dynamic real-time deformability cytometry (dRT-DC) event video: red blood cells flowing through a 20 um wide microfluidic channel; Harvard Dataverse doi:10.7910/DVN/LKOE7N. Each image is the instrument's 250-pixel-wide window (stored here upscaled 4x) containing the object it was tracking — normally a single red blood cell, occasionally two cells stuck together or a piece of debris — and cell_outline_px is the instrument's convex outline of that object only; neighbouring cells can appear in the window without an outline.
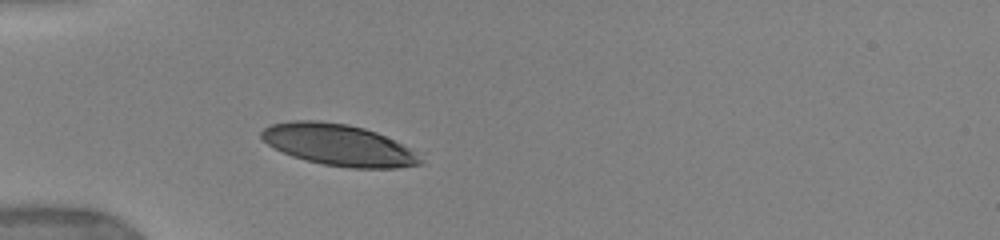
{"species": "human", "species_latin": "Homo sapiens", "temperature_condition": "warm", "stored_images_in_passage": 21, "camera_frame_rate_fps": 3000, "um_per_image_px": 0.085, "donor": {"sex": "female"}, "frame": {"image": 1, "passage_image": 1, "time_ms": 0.0, "image_size_px": [1000, 240], "cell_outline_px": [[424, 164], [396, 168], [348, 168], [324, 164], [292, 156], [268, 144], [260, 136], [260, 132], [268, 124], [292, 120], [320, 120], [348, 124], [364, 128], [376, 132], [408, 148], [424, 160]], "centroid_in_image_um": [28.75, 12.31], "position_along_channel_um": 56.2, "area_um2": 38.21}}
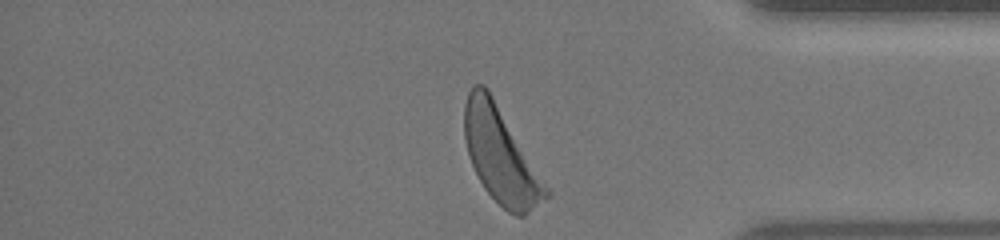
{"frame": {"image": 2, "passage_image": 21, "time_ms": 9.333, "image_size_px": [1000, 240], "cell_outline_px": [[552, 192], [548, 196], [524, 216], [516, 216], [508, 212], [484, 188], [468, 156], [464, 136], [464, 104], [468, 92], [472, 84], [484, 84], [492, 96]], "centroid_in_image_um": [42.55, 13.21], "position_along_channel_um": 392.7, "area_um2": 44.68}, "authors_computed_cell_mechanics": {"area_um2": 41.7316, "velocity_mm_per_s": 3.8825, "shape_relaxation_time_tau1_ms": 1.9206, "shape_relaxation_time_tau2_ms": null, "deformation_change_tau1": 0.1145, "deformation_change_tau2": null}}